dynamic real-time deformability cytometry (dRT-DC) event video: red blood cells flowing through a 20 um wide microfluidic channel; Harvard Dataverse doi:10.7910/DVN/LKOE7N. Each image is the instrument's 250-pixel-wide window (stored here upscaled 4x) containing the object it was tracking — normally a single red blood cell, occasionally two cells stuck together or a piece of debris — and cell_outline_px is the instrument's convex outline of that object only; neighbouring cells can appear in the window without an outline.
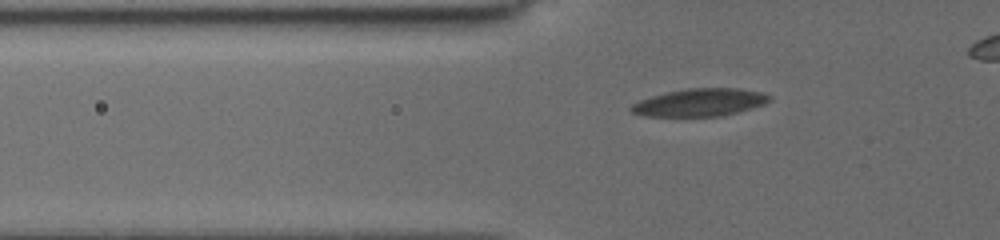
{"species": "common noctule bat (a hibernating species)", "species_latin": "Nyctalus noctula", "temperature_condition": "cold", "stored_images_in_passage": 43, "camera_frame_rate_fps": 3000, "um_per_image_px": 0.085, "animal": {"sex": "female", "body_mass_g": 19.5, "forearm_length_mm": 54.1}, "frame": {"image": 1, "passage_image": 3, "time_ms": 0.667, "image_size_px": [1000, 240], "cell_outline_px": [[772, 100], [764, 104], [724, 116], [644, 116], [632, 112], [628, 108], [632, 104], [640, 100], [652, 96], [668, 92], [688, 88], [736, 88], [760, 92], [772, 96]], "centroid_in_image_um": [59.5, 8.71], "position_along_channel_um": 66.3, "area_um2": 22.2}}
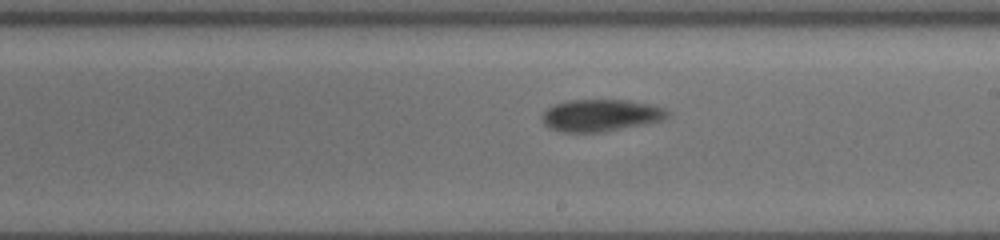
{"frame": {"image": 2, "passage_image": 23, "time_ms": 5.333, "image_size_px": [1000, 240], "cell_outline_px": [[668, 116], [660, 120], [600, 132], [564, 132], [552, 128], [544, 124], [540, 116], [548, 108], [556, 104], [568, 100], [628, 100], [652, 104], [664, 108], [668, 112]], "centroid_in_image_um": [51.02, 9.79], "position_along_channel_um": 238.0, "area_um2": 22.95}}
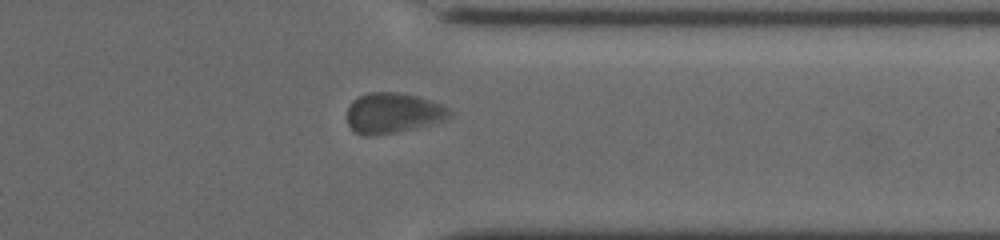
{"frame": {"image": 3, "passage_image": 37, "time_ms": 9.0, "image_size_px": [1000, 240], "cell_outline_px": [[452, 116], [444, 120], [428, 124], [392, 132], [372, 136], [364, 136], [352, 132], [348, 124], [348, 108], [352, 100], [368, 92], [396, 92], [416, 96], [440, 104], [448, 108], [452, 112]], "centroid_in_image_um": [33.35, 9.6], "position_along_channel_um": 378.0, "area_um2": 23.81}}